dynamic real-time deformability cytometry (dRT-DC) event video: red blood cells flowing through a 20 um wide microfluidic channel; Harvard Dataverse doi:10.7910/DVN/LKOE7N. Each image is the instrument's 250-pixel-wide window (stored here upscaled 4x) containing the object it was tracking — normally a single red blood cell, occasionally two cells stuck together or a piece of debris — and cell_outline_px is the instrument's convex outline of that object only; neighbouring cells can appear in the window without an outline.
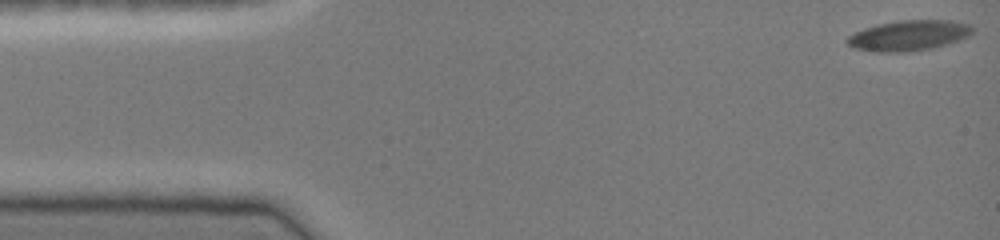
{"species": "common noctule bat (a hibernating species)", "species_latin": "Nyctalus noctula", "temperature_condition": "cold", "stored_images_in_passage": 45, "camera_frame_rate_fps": 3000, "um_per_image_px": 0.085, "animal": {"sex": "female", "body_mass_g": 19.0, "forearm_length_mm": 51.5}, "frame": {"image": 1, "passage_image": 1, "time_ms": 0.0, "image_size_px": [1000, 240], "cell_outline_px": [[976, 28], [968, 36], [960, 40], [932, 48], [904, 52], [872, 52], [856, 48], [848, 44], [844, 40], [848, 36], [864, 28], [880, 24], [900, 20], [952, 20], [972, 24]], "centroid_in_image_um": [77.29, 3.01], "position_along_channel_um": 7.7, "area_um2": 22.31}}
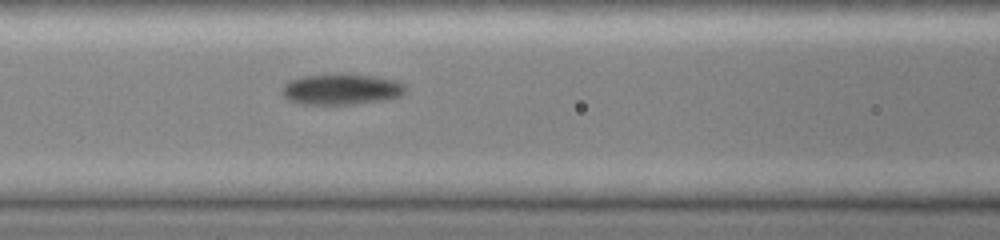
{"frame": {"image": 2, "passage_image": 19, "time_ms": 6.0, "image_size_px": [1000, 240], "cell_outline_px": [[404, 92], [400, 96], [384, 100], [352, 104], [300, 104], [288, 100], [280, 92], [284, 84], [288, 80], [300, 76], [372, 76], [396, 80], [404, 84]], "centroid_in_image_um": [28.96, 7.62], "position_along_channel_um": 137.6, "area_um2": 21.62}}
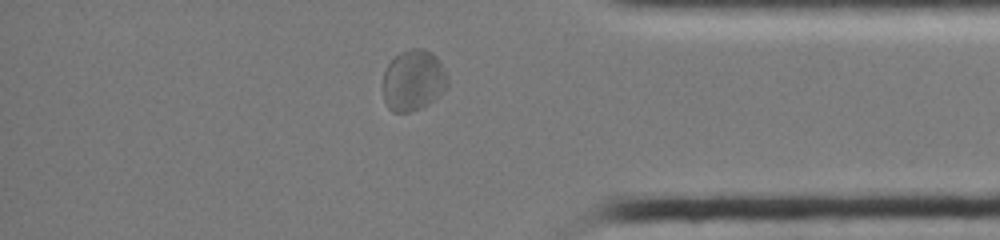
{"frame": {"image": 3, "passage_image": 39, "time_ms": 12.667, "image_size_px": [1000, 240], "cell_outline_px": [[448, 84], [428, 104], [412, 112], [392, 112], [388, 108], [384, 100], [380, 88], [380, 84], [384, 72], [388, 64], [400, 52], [412, 48], [424, 48], [432, 52], [436, 56], [448, 76]], "centroid_in_image_um": [35.07, 6.83], "position_along_channel_um": 400.1, "area_um2": 23.24}, "authors_computed_cell_mechanics": {"area_um2": 21.5594, "velocity_mm_per_s": 4.0578, "shape_relaxation_time_tau1_ms": 8.5958, "shape_relaxation_time_tau2_ms": null, "deformation_change_tau1": 0.1634, "deformation_change_tau2": null}}